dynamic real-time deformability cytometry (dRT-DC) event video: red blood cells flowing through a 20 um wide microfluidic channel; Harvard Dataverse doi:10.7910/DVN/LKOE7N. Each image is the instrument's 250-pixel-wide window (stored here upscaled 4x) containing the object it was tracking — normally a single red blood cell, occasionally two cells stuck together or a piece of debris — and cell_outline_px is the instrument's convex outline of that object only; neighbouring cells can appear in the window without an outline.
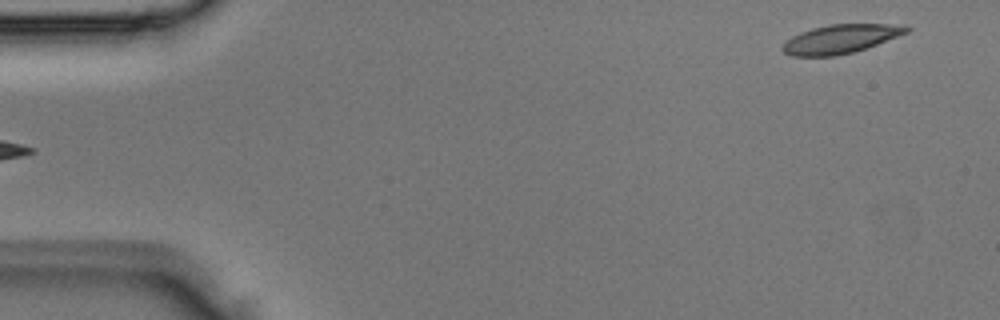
{"species": "Egyptian fruit bat (a non-hibernating species)", "species_latin": "Rousettus aegyptiacus", "temperature_condition": "room temperature", "stored_images_in_passage": 2, "segment_of_instrument_passage": [2, 2], "camera_frame_rate_fps": 3000, "um_per_image_px": 0.085, "animal": {"sex": "male"}, "frame": {"image": 1, "passage_image": 2, "time_ms": 0.333, "image_size_px": [1000, 320], "cell_outline_px": [[912, 28], [908, 32], [876, 44], [852, 52], [836, 56], [792, 56], [784, 52], [780, 48], [792, 36], [800, 32], [812, 28], [828, 24], [908, 24]], "centroid_in_image_um": [71.46, 3.29], "position_along_channel_um": 13.5, "area_um2": 20.75}}